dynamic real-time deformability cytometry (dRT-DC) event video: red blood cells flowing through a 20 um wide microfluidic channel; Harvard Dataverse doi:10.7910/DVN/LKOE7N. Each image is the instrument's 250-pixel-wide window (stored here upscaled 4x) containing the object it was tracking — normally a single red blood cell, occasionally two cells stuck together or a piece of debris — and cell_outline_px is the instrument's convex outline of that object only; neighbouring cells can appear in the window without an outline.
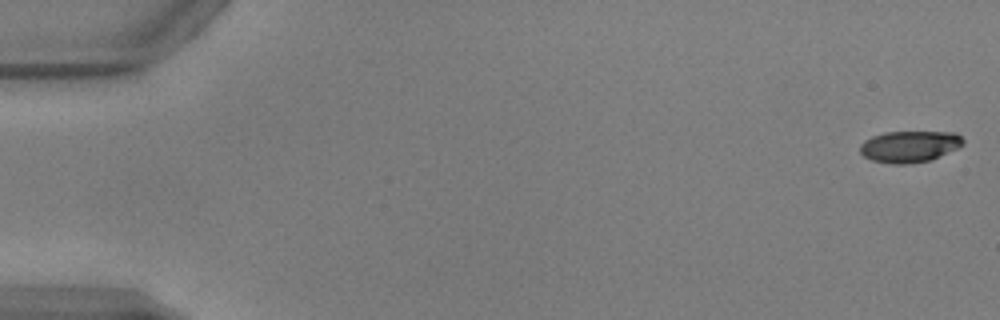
{"species": "common noctule bat (a hibernating species)", "species_latin": "Nyctalus noctula", "temperature_condition": "warm", "stored_images_in_passage": 52, "camera_frame_rate_fps": 3000, "um_per_image_px": 0.085, "animal": {"sex": "male", "body_mass_g": 17.9, "forearm_length_mm": 54.2}, "frame": {"image": 1, "passage_image": 1, "time_ms": 0.0, "image_size_px": [1000, 320], "cell_outline_px": [[964, 144], [932, 160], [908, 164], [892, 164], [872, 160], [864, 156], [860, 152], [860, 144], [864, 140], [872, 136], [884, 132], [956, 132], [964, 140]], "centroid_in_image_um": [77.3, 12.45], "position_along_channel_um": 7.7, "area_um2": 18.96}}
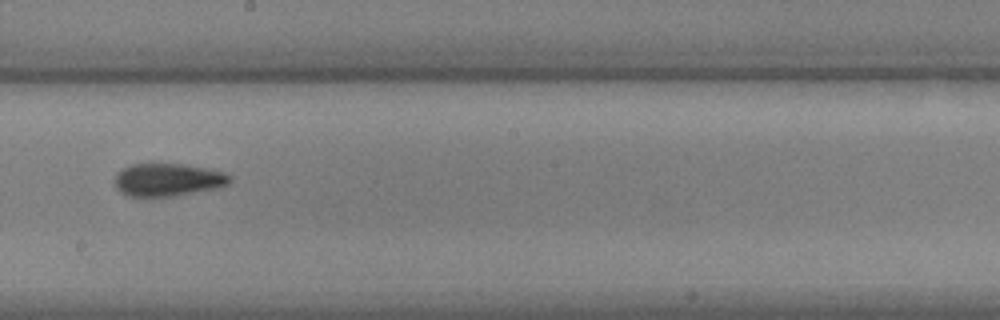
{"frame": {"image": 2, "passage_image": 30, "time_ms": 9.667, "image_size_px": [1000, 320], "cell_outline_px": [[232, 180], [228, 184], [216, 188], [172, 196], [128, 196], [120, 192], [116, 188], [116, 172], [132, 164], [152, 160], [184, 164], [208, 168], [224, 172], [232, 176]], "centroid_in_image_um": [14.25, 15.22], "position_along_channel_um": 233.9, "area_um2": 22.66}}
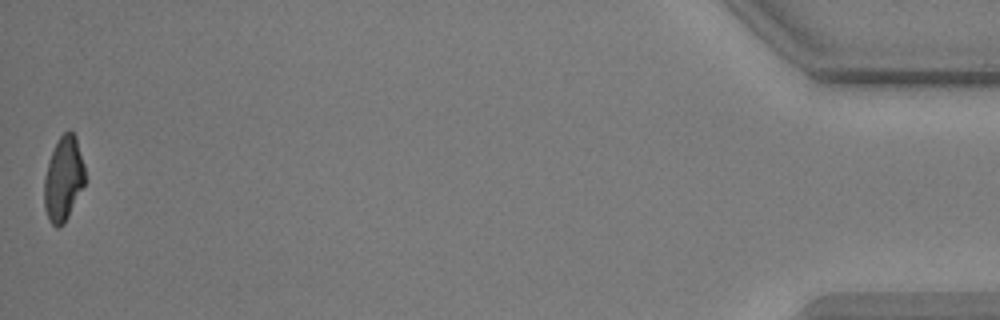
{"frame": {"image": 3, "passage_image": 52, "time_ms": 17.0, "image_size_px": [1000, 320], "cell_outline_px": [[84, 184], [64, 224], [56, 228], [48, 220], [44, 208], [44, 176], [48, 160], [60, 136], [68, 128], [76, 136], [84, 164]], "centroid_in_image_um": [5.37, 15.19], "position_along_channel_um": 429.8, "area_um2": 20.06}, "authors_computed_cell_mechanics": {"area_um2": 21.1548, "velocity_mm_per_s": 3.8981, "shape_relaxation_time_tau1_ms": 5.9543, "shape_relaxation_time_tau2_ms": 2.5526, "deformation_change_tau1": 0.2375, "deformation_change_tau2": 0.0981}}